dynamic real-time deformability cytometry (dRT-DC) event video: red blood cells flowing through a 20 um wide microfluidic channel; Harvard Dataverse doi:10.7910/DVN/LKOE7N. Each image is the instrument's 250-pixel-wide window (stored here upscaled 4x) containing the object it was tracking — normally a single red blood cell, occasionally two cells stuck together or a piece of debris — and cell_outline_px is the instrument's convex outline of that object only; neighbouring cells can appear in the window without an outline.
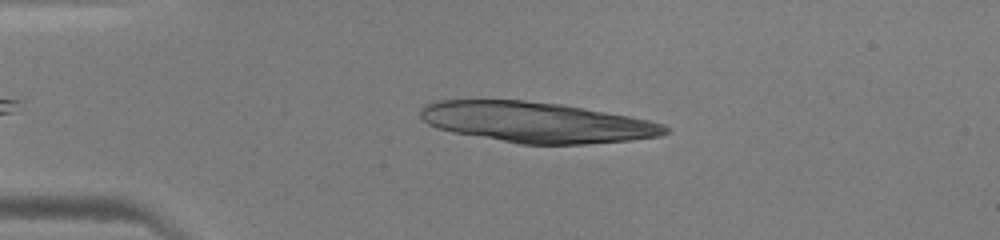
{"species": "human", "species_latin": "Homo sapiens", "temperature_condition": "warm", "stored_images_in_passage": 13, "camera_frame_rate_fps": 3000, "um_per_image_px": 0.085, "donor": {"sex": "male"}, "frame": {"image": 1, "passage_image": 8, "time_ms": 2.333, "image_size_px": [1000, 240], "cell_outline_px": [[668, 132], [660, 136], [632, 140], [584, 144], [520, 144], [452, 132], [428, 124], [420, 116], [420, 112], [428, 104], [436, 100], [524, 100], [560, 104], [628, 116], [648, 120], [664, 124], [668, 128]], "centroid_in_image_um": [45.62, 10.4], "position_along_channel_um": 39.4, "area_um2": 57.34}}